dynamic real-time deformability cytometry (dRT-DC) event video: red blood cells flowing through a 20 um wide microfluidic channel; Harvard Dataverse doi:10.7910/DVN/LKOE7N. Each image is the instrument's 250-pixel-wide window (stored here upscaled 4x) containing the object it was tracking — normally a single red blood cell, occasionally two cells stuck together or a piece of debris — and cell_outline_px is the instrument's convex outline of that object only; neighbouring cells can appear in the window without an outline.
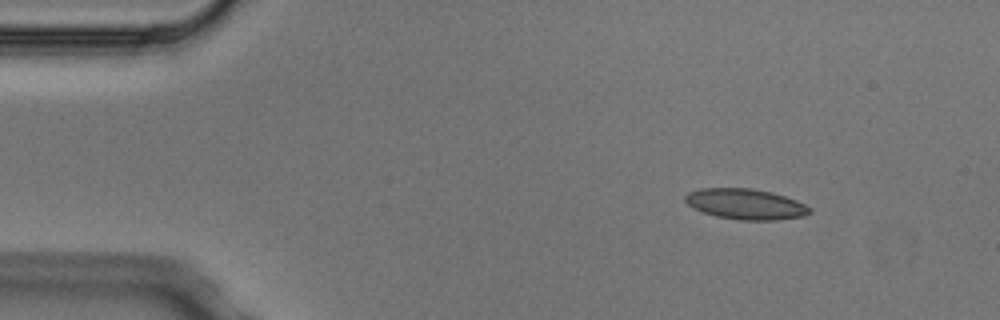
{"species": "Egyptian fruit bat (a non-hibernating species)", "species_latin": "Rousettus aegyptiacus", "temperature_condition": "cold", "stored_images_in_passage": 4, "camera_frame_rate_fps": 3000, "um_per_image_px": 0.085, "animal": {"sex": "male"}, "frame": {"image": 1, "passage_image": 1, "time_ms": 0.0, "image_size_px": [1000, 320], "cell_outline_px": [[812, 212], [804, 216], [776, 220], [740, 220], [716, 216], [692, 208], [684, 200], [684, 196], [688, 192], [700, 188], [752, 188], [772, 192], [796, 200], [812, 208]], "centroid_in_image_um": [63.37, 17.34], "position_along_channel_um": 21.6, "area_um2": 22.31}}
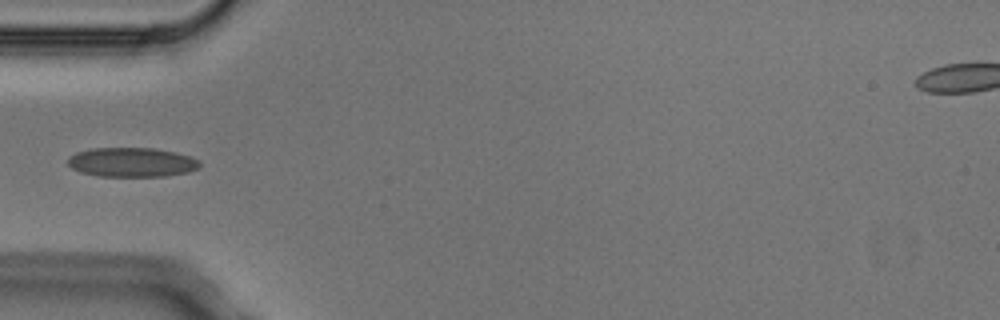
{"frame": {"image": 2, "passage_image": 4, "time_ms": 1.0, "image_size_px": [1000, 320], "cell_outline_px": [[200, 168], [188, 172], [168, 176], [100, 176], [80, 172], [72, 168], [68, 164], [68, 156], [76, 152], [92, 148], [152, 148], [176, 152], [192, 156], [200, 160]], "centroid_in_image_um": [11.23, 13.79], "position_along_channel_um": 73.8, "area_um2": 22.77}}